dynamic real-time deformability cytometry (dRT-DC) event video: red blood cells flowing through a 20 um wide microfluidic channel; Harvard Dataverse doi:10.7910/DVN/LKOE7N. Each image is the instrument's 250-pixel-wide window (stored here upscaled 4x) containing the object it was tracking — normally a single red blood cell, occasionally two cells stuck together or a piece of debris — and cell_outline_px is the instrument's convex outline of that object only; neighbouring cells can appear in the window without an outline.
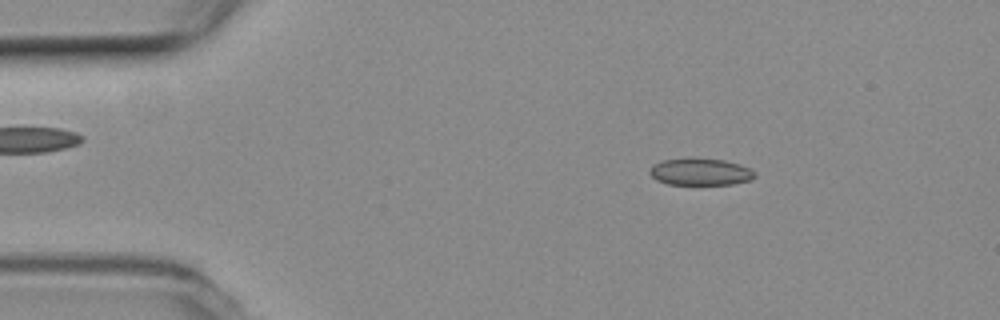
{"species": "common noctule bat (a hibernating species)", "species_latin": "Nyctalus noctula", "temperature_condition": "room temperature", "stored_images_in_passage": 19, "camera_frame_rate_fps": 3000, "um_per_image_px": 0.085, "animal": {"sex": "female", "body_mass_g": 19.3, "forearm_length_mm": 54.1}, "frame": {"image": 1, "passage_image": 4, "time_ms": 1.0, "image_size_px": [1000, 320], "cell_outline_px": [[756, 176], [752, 180], [732, 184], [668, 184], [656, 180], [648, 172], [648, 168], [652, 164], [660, 160], [688, 156], [724, 160], [740, 164], [756, 172]], "centroid_in_image_um": [59.48, 14.57], "position_along_channel_um": 25.5, "area_um2": 17.11}}
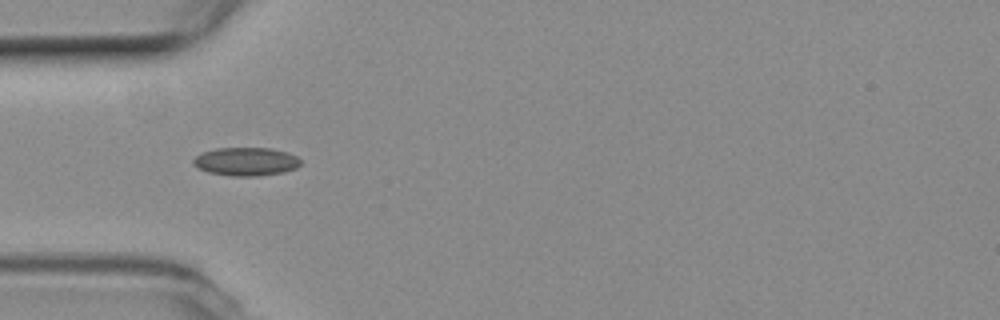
{"frame": {"image": 2, "passage_image": 12, "time_ms": 3.667, "image_size_px": [1000, 320], "cell_outline_px": [[300, 164], [296, 168], [284, 172], [256, 176], [232, 176], [208, 172], [192, 164], [192, 160], [196, 156], [204, 152], [216, 148], [272, 148], [288, 152], [296, 156], [300, 160]], "centroid_in_image_um": [20.92, 13.73], "position_along_channel_um": 64.1, "area_um2": 17.69}}
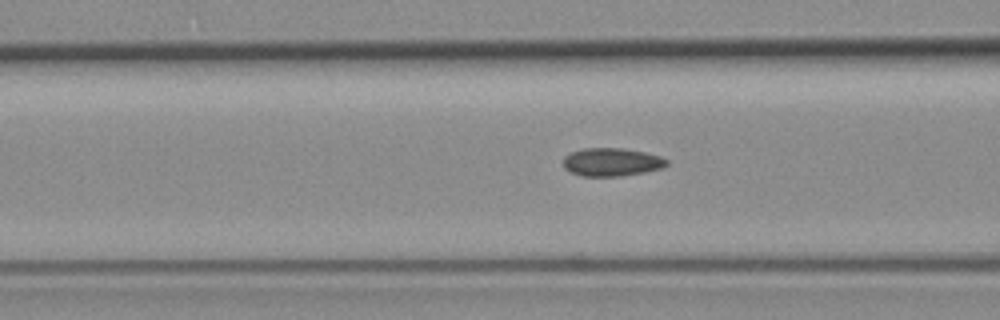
{"frame": {"image": 3, "passage_image": 16, "time_ms": 5.0, "image_size_px": [1000, 320], "cell_outline_px": [[668, 164], [664, 168], [644, 172], [620, 176], [580, 176], [564, 168], [564, 156], [572, 152], [584, 148], [620, 148], [644, 152], [660, 156], [668, 160]], "centroid_in_image_um": [52.01, 13.78], "position_along_channel_um": 114.6, "area_um2": 16.94}}